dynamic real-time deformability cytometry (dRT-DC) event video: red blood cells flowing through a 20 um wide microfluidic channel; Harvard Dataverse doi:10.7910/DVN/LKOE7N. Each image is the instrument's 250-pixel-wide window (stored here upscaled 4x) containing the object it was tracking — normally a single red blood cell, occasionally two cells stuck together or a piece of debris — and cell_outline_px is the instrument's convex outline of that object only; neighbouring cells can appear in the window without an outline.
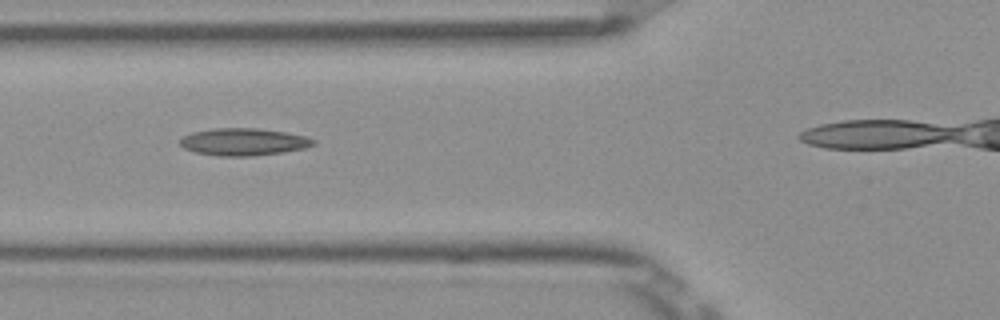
{"species": "Egyptian fruit bat (a non-hibernating species)", "species_latin": "Rousettus aegyptiacus", "temperature_condition": "room temperature", "stored_images_in_passage": 10, "segment_of_instrument_passage": [1, 2], "camera_frame_rate_fps": 3000, "um_per_image_px": 0.085, "frame": {"image": 1, "passage_image": 6, "time_ms": 1.667, "image_size_px": [1000, 320], "cell_outline_px": [[316, 144], [304, 148], [284, 152], [252, 156], [220, 156], [196, 152], [184, 148], [180, 144], [180, 140], [184, 136], [192, 132], [212, 128], [256, 128], [284, 132], [308, 136], [316, 140]], "centroid_in_image_um": [20.73, 12.05], "position_along_channel_um": 105.1, "area_um2": 21.21}}
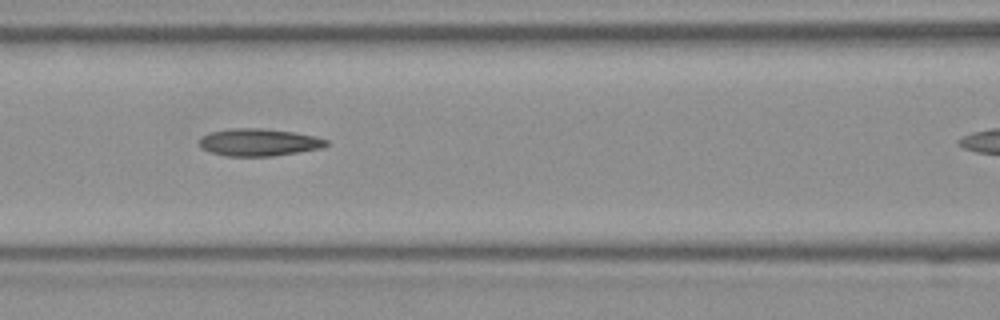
{"frame": {"image": 2, "passage_image": 7, "time_ms": 2.0, "image_size_px": [1000, 320], "cell_outline_px": [[328, 144], [324, 148], [272, 156], [224, 156], [200, 148], [200, 140], [204, 136], [212, 132], [228, 128], [264, 128], [292, 132], [316, 136], [328, 140]], "centroid_in_image_um": [22.04, 12.1], "position_along_channel_um": 144.6, "area_um2": 20.23}}
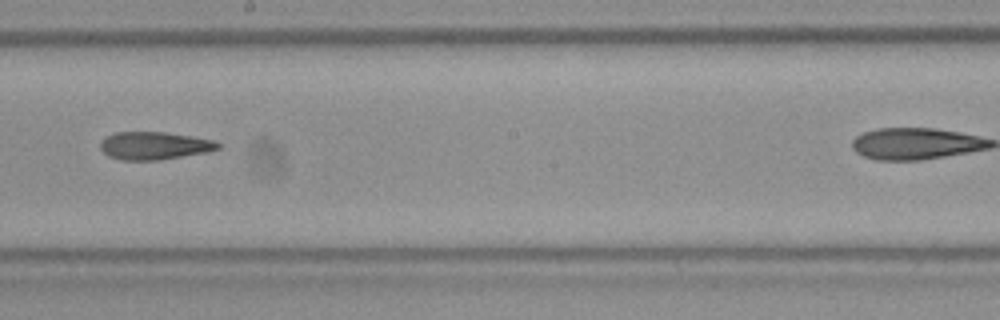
{"frame": {"image": 3, "passage_image": 9, "time_ms": 2.667, "image_size_px": [1000, 320], "cell_outline_px": [[224, 144], [220, 148], [208, 152], [160, 160], [120, 160], [108, 156], [100, 148], [100, 140], [104, 136], [116, 132], [164, 132], [192, 136], [212, 140]], "centroid_in_image_um": [13.12, 12.38], "position_along_channel_um": 235.1, "area_um2": 19.31}}